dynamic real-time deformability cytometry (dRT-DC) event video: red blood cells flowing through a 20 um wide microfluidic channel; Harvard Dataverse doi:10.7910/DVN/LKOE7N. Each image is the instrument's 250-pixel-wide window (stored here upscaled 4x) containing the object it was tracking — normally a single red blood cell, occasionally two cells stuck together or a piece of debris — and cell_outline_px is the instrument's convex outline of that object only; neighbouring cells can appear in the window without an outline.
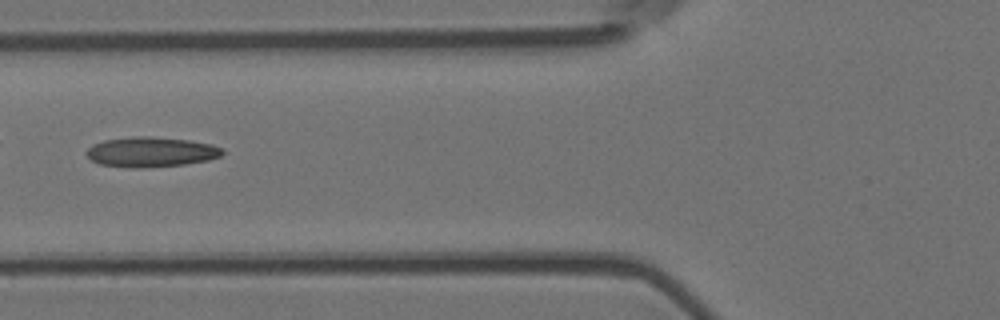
{"species": "Egyptian fruit bat (a non-hibernating species)", "species_latin": "Rousettus aegyptiacus", "temperature_condition": "room temperature", "stored_images_in_passage": 6, "camera_frame_rate_fps": 3000, "um_per_image_px": 0.085, "animal": {"sex": "female"}, "frame": {"image": 1, "passage_image": 6, "time_ms": 1.667, "image_size_px": [1000, 320], "cell_outline_px": [[224, 152], [220, 156], [208, 160], [184, 164], [140, 168], [132, 168], [100, 164], [92, 160], [84, 152], [92, 144], [104, 140], [132, 136], [152, 136], [188, 140], [212, 144], [220, 148]], "centroid_in_image_um": [12.8, 12.91], "position_along_channel_um": 113.0, "area_um2": 23.76}}